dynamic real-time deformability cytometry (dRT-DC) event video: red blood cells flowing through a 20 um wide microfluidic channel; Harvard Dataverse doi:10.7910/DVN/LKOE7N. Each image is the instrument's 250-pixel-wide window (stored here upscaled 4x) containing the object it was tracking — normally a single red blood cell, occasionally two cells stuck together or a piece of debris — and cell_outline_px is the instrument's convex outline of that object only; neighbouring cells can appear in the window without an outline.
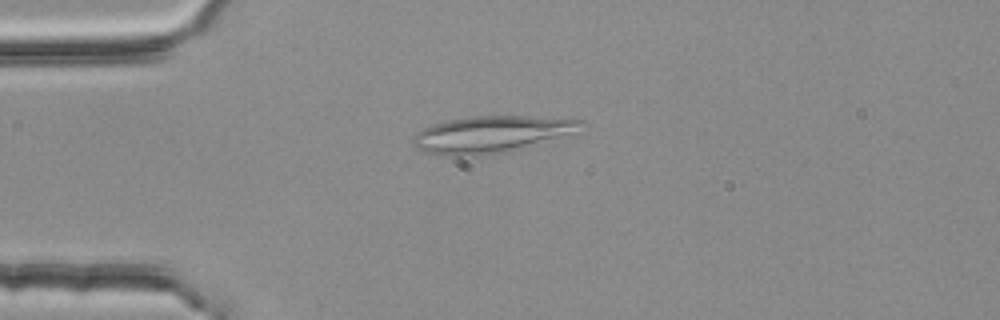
{"species": "common noctule bat (a hibernating species)", "species_latin": "Nyctalus noctula", "temperature_condition": "room temperature", "stored_images_in_passage": 3, "camera_frame_rate_fps": 3000, "um_per_image_px": 0.085, "animal": {"sex": "female", "body_mass_g": 25.1}, "frame": {"image": 1, "passage_image": 3, "time_ms": 0.667, "image_size_px": [1000, 320], "cell_outline_px": [[584, 120], [572, 132], [524, 148], [508, 152], [480, 156], [452, 156], [428, 152], [416, 148], [412, 140], [412, 136], [416, 132], [432, 124], [452, 120], [476, 116], [528, 116]], "centroid_in_image_um": [41.67, 11.43], "position_along_channel_um": 43.3, "area_um2": 35.32}}